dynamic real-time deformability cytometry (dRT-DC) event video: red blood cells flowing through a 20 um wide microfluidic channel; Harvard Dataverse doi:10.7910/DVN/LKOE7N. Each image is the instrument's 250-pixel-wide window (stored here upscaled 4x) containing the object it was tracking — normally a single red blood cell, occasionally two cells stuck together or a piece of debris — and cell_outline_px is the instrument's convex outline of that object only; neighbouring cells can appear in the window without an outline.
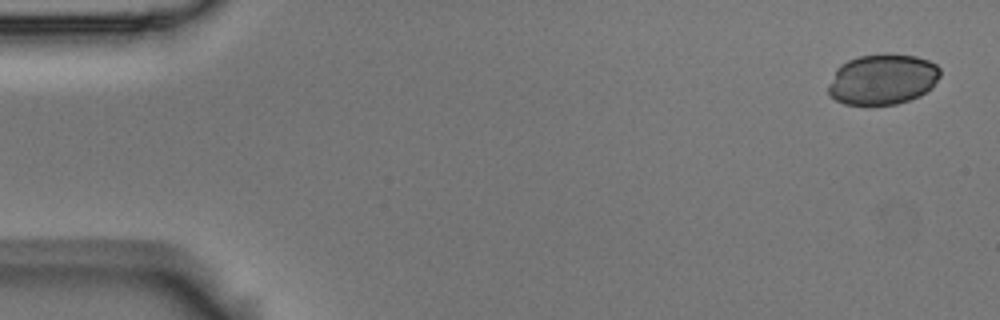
{"species": "Egyptian fruit bat (a non-hibernating species)", "species_latin": "Rousettus aegyptiacus", "temperature_condition": "room temperature", "stored_images_in_passage": 4, "camera_frame_rate_fps": 3000, "um_per_image_px": 0.085, "animal": {"sex": "male"}, "frame": {"image": 1, "passage_image": 1, "time_ms": 0.0, "image_size_px": [1000, 320], "cell_outline_px": [[940, 76], [932, 88], [920, 96], [896, 104], [844, 104], [836, 100], [828, 92], [828, 84], [836, 68], [840, 64], [848, 60], [860, 56], [884, 52], [888, 52], [916, 56], [928, 60], [936, 64], [940, 68]], "centroid_in_image_um": [75.03, 6.71], "position_along_channel_um": 10.0, "area_um2": 33.35}}